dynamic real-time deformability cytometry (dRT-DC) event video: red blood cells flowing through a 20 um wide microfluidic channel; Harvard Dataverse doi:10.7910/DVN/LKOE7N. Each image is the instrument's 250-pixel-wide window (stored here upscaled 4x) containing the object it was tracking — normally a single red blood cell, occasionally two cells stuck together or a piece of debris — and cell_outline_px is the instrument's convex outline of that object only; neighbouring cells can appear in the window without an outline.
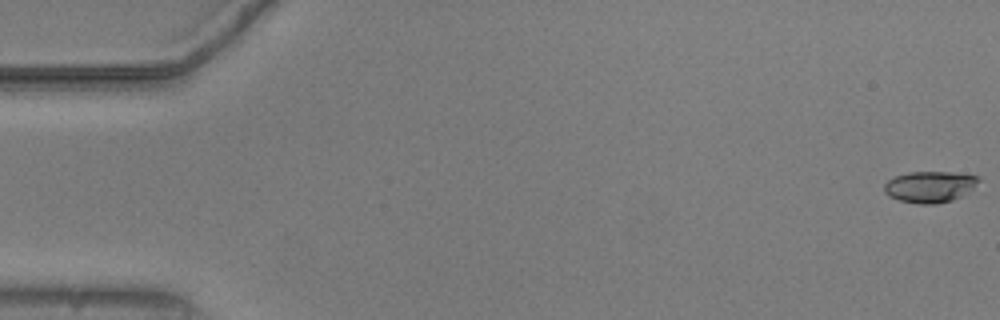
{"species": "common noctule bat (a hibernating species)", "species_latin": "Nyctalus noctula", "temperature_condition": "warm", "stored_images_in_passage": 54, "camera_frame_rate_fps": 3000, "um_per_image_px": 0.085, "animal": {"sex": "male", "body_mass_g": 20.5, "forearm_length_mm": 52.5}, "frame": {"image": 1, "passage_image": 1, "time_ms": 0.0, "image_size_px": [1000, 320], "cell_outline_px": [[980, 180], [968, 192], [952, 200], [936, 204], [916, 204], [900, 200], [888, 196], [884, 192], [884, 184], [888, 180], [896, 176], [908, 172], [952, 172], [976, 176]], "centroid_in_image_um": [79.0, 15.88], "position_along_channel_um": 6.0, "area_um2": 17.11}}
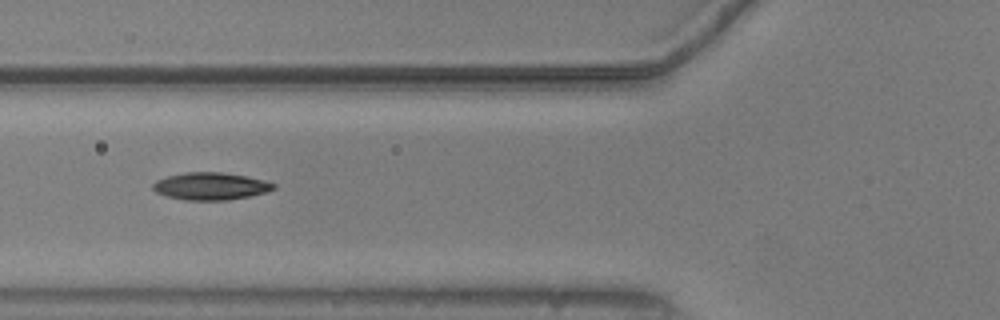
{"frame": {"image": 2, "passage_image": 21, "time_ms": 6.667, "image_size_px": [1000, 320], "cell_outline_px": [[276, 188], [268, 192], [228, 200], [184, 200], [168, 196], [156, 192], [152, 188], [152, 184], [156, 180], [168, 176], [184, 172], [220, 172], [248, 176], [264, 180], [276, 184]], "centroid_in_image_um": [17.92, 15.82], "position_along_channel_um": 107.9, "area_um2": 19.31}}
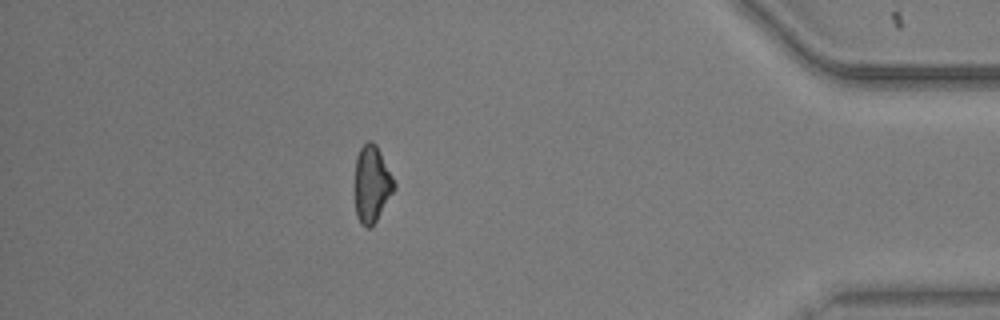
{"frame": {"image": 3, "passage_image": 48, "time_ms": 15.667, "image_size_px": [1000, 320], "cell_outline_px": [[396, 188], [376, 220], [368, 228], [360, 224], [356, 216], [356, 156], [360, 148], [368, 140], [372, 140], [376, 144], [396, 184]], "centroid_in_image_um": [31.61, 15.63], "position_along_channel_um": 403.6, "area_um2": 17.28}, "authors_computed_cell_mechanics": {"area_um2": 18.0914, "velocity_mm_per_s": 3.7792, "shape_relaxation_time_tau1_ms": null, "shape_relaxation_time_tau2_ms": 4.1128, "deformation_change_tau1": null, "deformation_change_tau2": 0.1066}}